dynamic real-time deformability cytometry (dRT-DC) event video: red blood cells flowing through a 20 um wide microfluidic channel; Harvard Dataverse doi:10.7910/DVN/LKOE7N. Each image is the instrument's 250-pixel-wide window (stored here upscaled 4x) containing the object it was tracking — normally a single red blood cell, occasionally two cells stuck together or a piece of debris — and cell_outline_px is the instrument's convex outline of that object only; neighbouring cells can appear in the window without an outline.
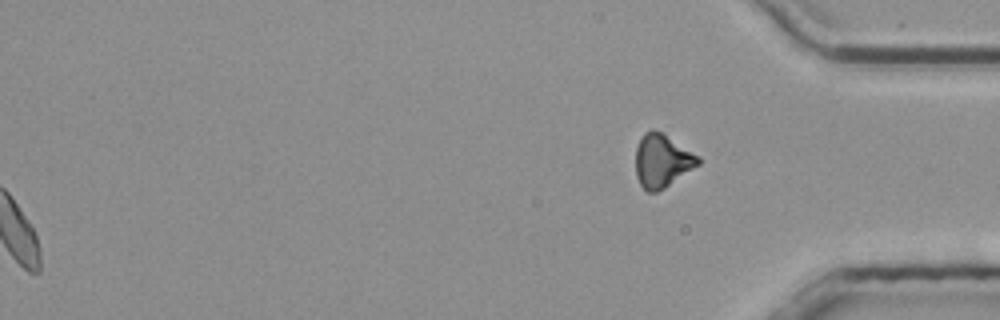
{"species": "common noctule bat (a hibernating species)", "species_latin": "Nyctalus noctula", "temperature_condition": "room temperature", "stored_images_in_passage": 50, "segment_of_instrument_passage": [2, 2], "camera_frame_rate_fps": 3000, "um_per_image_px": 0.085, "animal": {"sex": "male", "body_mass_g": 20.4}, "frame": {"image": 1, "passage_image": 50, "time_ms": 16.333, "image_size_px": [1000, 320], "cell_outline_px": [[700, 164], [664, 188], [656, 192], [648, 192], [640, 184], [636, 176], [636, 148], [644, 132], [652, 128], [660, 132], [700, 156]], "centroid_in_image_um": [56.27, 13.67], "position_along_channel_um": 378.9, "area_um2": 19.19}}